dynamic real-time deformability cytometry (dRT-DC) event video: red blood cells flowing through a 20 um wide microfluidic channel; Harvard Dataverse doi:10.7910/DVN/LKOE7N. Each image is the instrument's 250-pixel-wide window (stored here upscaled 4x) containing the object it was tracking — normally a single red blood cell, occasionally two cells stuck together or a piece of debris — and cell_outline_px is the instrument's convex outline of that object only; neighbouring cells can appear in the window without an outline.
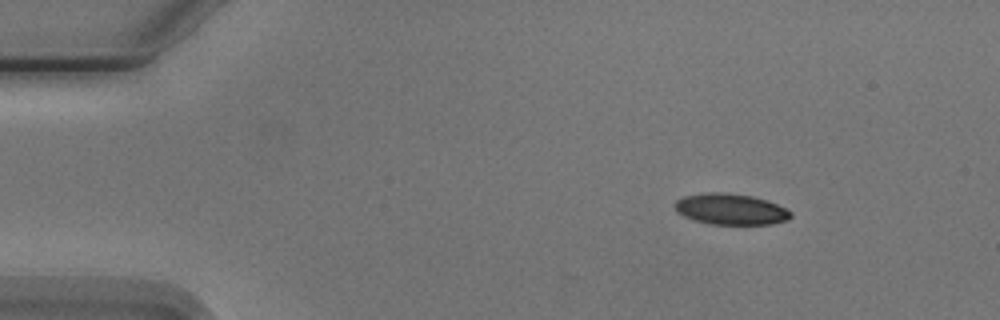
{"species": "Egyptian fruit bat (a non-hibernating species)", "species_latin": "Rousettus aegyptiacus", "temperature_condition": "cold", "stored_images_in_passage": 6, "camera_frame_rate_fps": 3000, "um_per_image_px": 0.085, "animal": {"sex": "male"}, "frame": {"image": 1, "passage_image": 1, "time_ms": 0.0, "image_size_px": [1000, 320], "cell_outline_px": [[792, 216], [788, 220], [772, 224], [708, 224], [684, 216], [676, 212], [676, 200], [684, 196], [704, 192], [724, 192], [752, 196], [768, 200], [792, 212]], "centroid_in_image_um": [62.12, 17.77], "position_along_channel_um": 22.9, "area_um2": 20.98}}
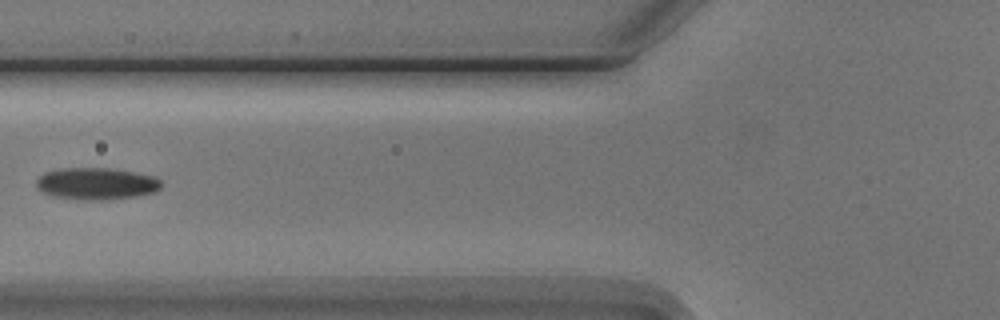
{"frame": {"image": 2, "passage_image": 5, "time_ms": 4.667, "image_size_px": [1000, 320], "cell_outline_px": [[160, 188], [156, 192], [136, 196], [108, 200], [80, 200], [52, 196], [36, 188], [36, 180], [44, 172], [60, 168], [112, 168], [156, 176], [160, 180]], "centroid_in_image_um": [8.19, 15.61], "position_along_channel_um": 117.6, "area_um2": 23.52}}
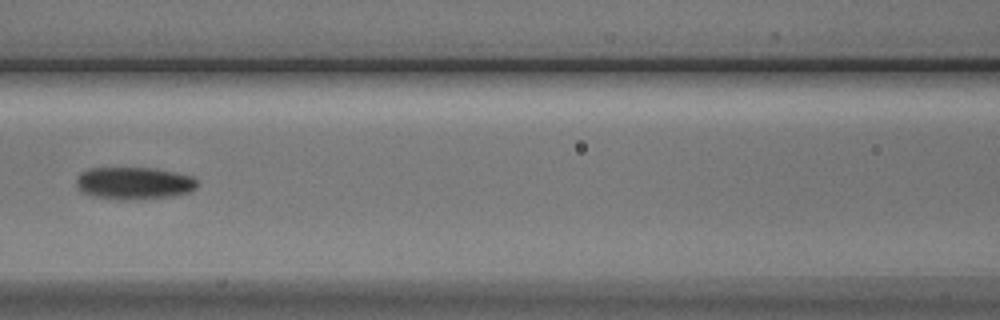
{"frame": {"image": 3, "passage_image": 6, "time_ms": 5.667, "image_size_px": [1000, 320], "cell_outline_px": [[200, 184], [196, 188], [188, 192], [176, 196], [128, 200], [96, 196], [84, 192], [76, 184], [76, 180], [80, 172], [88, 168], [152, 168], [192, 176]], "centroid_in_image_um": [11.43, 15.56], "position_along_channel_um": 155.2, "area_um2": 22.6}}